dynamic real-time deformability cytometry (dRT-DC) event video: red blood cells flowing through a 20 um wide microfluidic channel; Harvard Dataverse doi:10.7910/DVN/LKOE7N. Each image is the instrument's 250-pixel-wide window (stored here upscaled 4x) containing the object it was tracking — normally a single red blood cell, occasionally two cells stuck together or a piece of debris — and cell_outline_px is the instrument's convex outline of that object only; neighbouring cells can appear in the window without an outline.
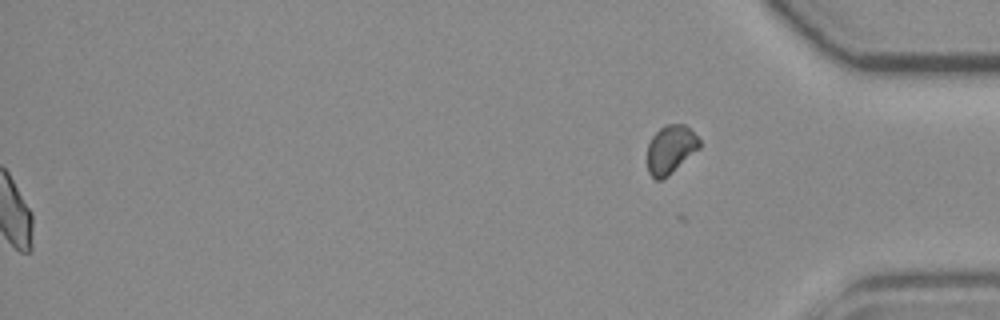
{"species": "common noctule bat (a hibernating species)", "species_latin": "Nyctalus noctula", "temperature_condition": "room temperature", "stored_images_in_passage": 53, "segment_of_instrument_passage": [2, 2], "camera_frame_rate_fps": 3000, "um_per_image_px": 0.085, "animal": {"sex": "female", "body_mass_g": 19.3, "forearm_length_mm": 54.1}, "frame": {"image": 1, "passage_image": 53, "time_ms": 17.333, "image_size_px": [1000, 320], "cell_outline_px": [[700, 148], [668, 176], [660, 180], [656, 180], [648, 172], [648, 144], [652, 136], [660, 128], [668, 124], [684, 124], [700, 140]], "centroid_in_image_um": [57.0, 12.71], "position_along_channel_um": 378.2, "area_um2": 14.57}}